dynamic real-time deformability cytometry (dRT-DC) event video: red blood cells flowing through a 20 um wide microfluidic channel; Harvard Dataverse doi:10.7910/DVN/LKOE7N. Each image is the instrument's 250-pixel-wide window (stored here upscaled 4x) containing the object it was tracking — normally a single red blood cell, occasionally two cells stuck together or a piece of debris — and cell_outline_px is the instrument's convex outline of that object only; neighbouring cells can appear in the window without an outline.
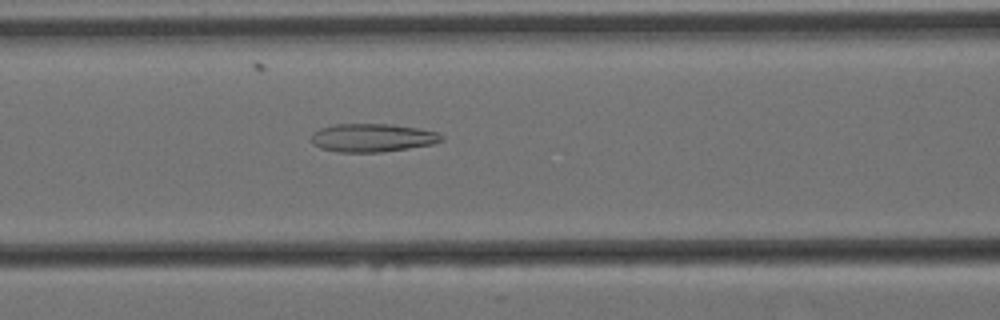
{"species": "Egyptian fruit bat (a non-hibernating species)", "species_latin": "Rousettus aegyptiacus", "temperature_condition": "cold", "stored_images_in_passage": 42, "camera_frame_rate_fps": 3000, "um_per_image_px": 0.085, "animal": {"sex": "female"}, "frame": {"image": 1, "passage_image": 14, "time_ms": 4.333, "image_size_px": [1000, 320], "cell_outline_px": [[444, 140], [432, 144], [408, 148], [380, 152], [340, 152], [320, 148], [312, 144], [312, 132], [320, 128], [336, 124], [392, 124], [416, 128], [436, 132], [444, 136]], "centroid_in_image_um": [31.64, 11.71], "position_along_channel_um": 135.0, "area_um2": 21.39}}
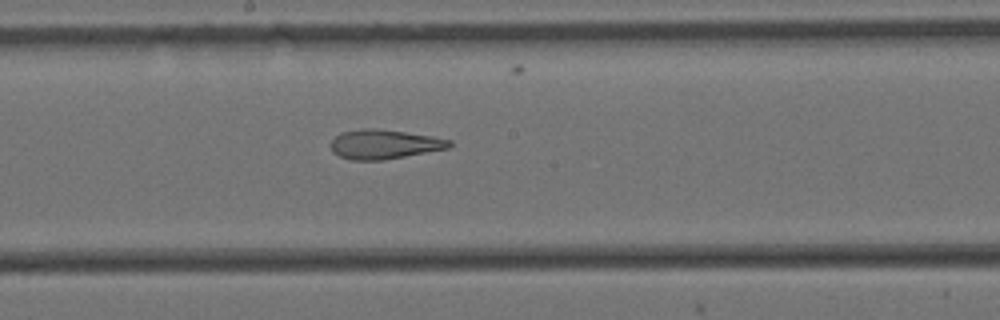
{"frame": {"image": 2, "passage_image": 21, "time_ms": 6.667, "image_size_px": [1000, 320], "cell_outline_px": [[452, 144], [448, 148], [384, 160], [352, 160], [340, 156], [332, 152], [332, 140], [336, 136], [344, 132], [364, 128], [376, 128], [432, 136], [452, 140]], "centroid_in_image_um": [32.67, 12.26], "position_along_channel_um": 215.5, "area_um2": 20.06}}
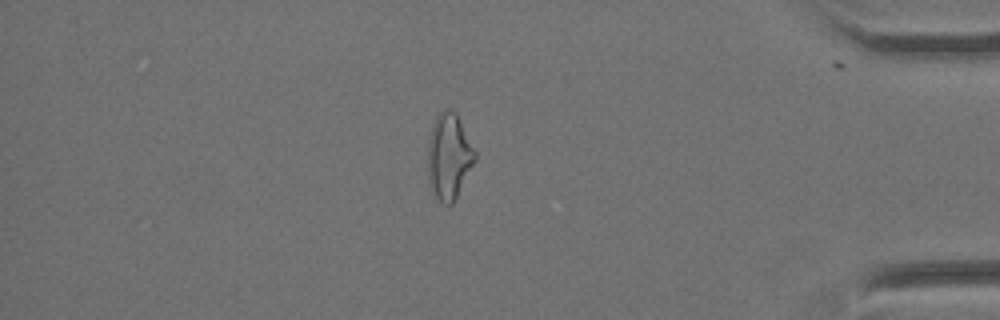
{"frame": {"image": 3, "passage_image": 40, "time_ms": 13.0, "image_size_px": [1000, 320], "cell_outline_px": [[476, 160], [452, 204], [448, 208], [440, 204], [428, 184], [428, 140], [432, 124], [436, 116], [444, 108], [452, 108], [456, 112], [476, 152]], "centroid_in_image_um": [38.14, 13.31], "position_along_channel_um": 397.1, "area_um2": 23.99}, "authors_computed_cell_mechanics": {"area_um2": 21.1548, "velocity_mm_per_s": 3.4493, "shape_relaxation_time_tau1_ms": null, "shape_relaxation_time_tau2_ms": 2.1626, "deformation_change_tau1": null, "deformation_change_tau2": 0.1169}}